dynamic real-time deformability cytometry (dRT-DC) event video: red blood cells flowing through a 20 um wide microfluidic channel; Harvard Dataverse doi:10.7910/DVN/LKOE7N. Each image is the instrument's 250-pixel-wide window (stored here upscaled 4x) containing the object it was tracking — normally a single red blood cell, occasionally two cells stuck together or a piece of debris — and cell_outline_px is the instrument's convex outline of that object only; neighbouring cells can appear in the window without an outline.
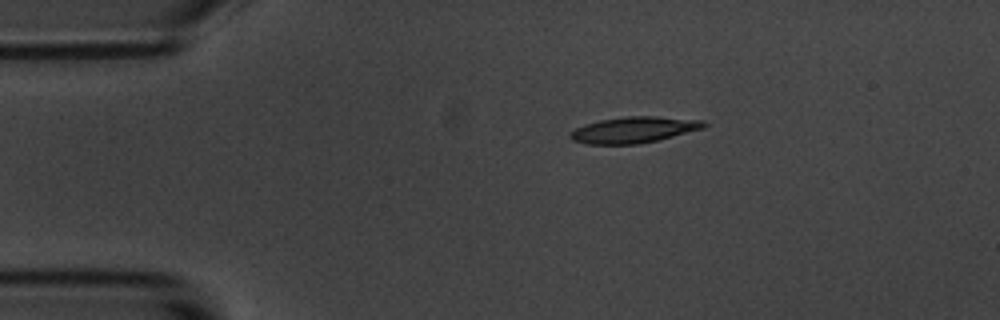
{"species": "common noctule bat (a hibernating species)", "species_latin": "Nyctalus noctula", "temperature_condition": "room temperature", "stored_images_in_passage": 2, "camera_frame_rate_fps": 3000, "um_per_image_px": 0.085, "animal": {"sex": "male", "body_mass_g": 20.1, "forearm_length_mm": 53.5}, "frame": {"image": 1, "passage_image": 1, "time_ms": 0.0, "image_size_px": [1000, 320], "cell_outline_px": [[708, 124], [704, 128], [656, 140], [636, 144], [588, 144], [572, 140], [568, 136], [576, 128], [584, 124], [600, 120], [628, 116], [656, 116], [704, 120]], "centroid_in_image_um": [53.88, 11.02], "position_along_channel_um": 31.1, "area_um2": 20.17}}